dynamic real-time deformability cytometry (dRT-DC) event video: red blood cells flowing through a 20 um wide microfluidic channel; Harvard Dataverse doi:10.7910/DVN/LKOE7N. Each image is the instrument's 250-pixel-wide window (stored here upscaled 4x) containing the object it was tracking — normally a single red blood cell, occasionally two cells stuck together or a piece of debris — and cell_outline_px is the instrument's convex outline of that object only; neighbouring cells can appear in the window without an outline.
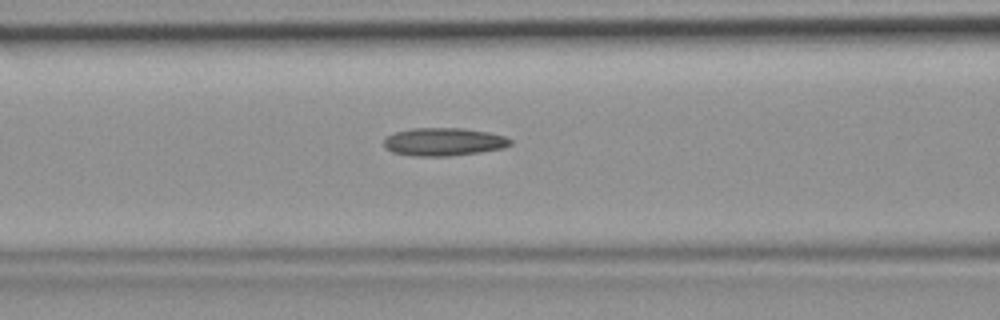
{"species": "common noctule bat (a hibernating species)", "species_latin": "Nyctalus noctula", "temperature_condition": "room temperature", "stored_images_in_passage": 45, "camera_frame_rate_fps": 3000, "um_per_image_px": 0.085, "animal": {"sex": "female", "body_mass_g": 19.9}, "frame": {"image": 1, "passage_image": 18, "time_ms": 5.667, "image_size_px": [1000, 320], "cell_outline_px": [[512, 144], [504, 148], [448, 156], [412, 156], [392, 152], [384, 148], [384, 136], [396, 132], [412, 128], [464, 128], [488, 132], [504, 136], [512, 140]], "centroid_in_image_um": [37.68, 12.05], "position_along_channel_um": 128.9, "area_um2": 20.69}}
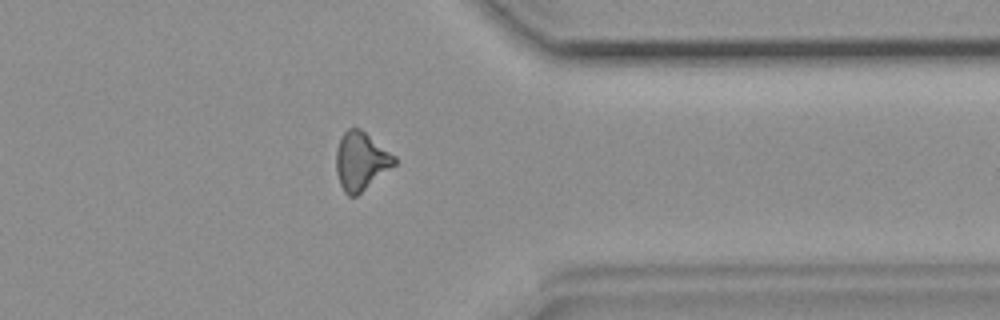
{"frame": {"image": 2, "passage_image": 36, "time_ms": 11.667, "image_size_px": [1000, 320], "cell_outline_px": [[396, 164], [356, 196], [348, 196], [344, 192], [340, 184], [336, 172], [336, 148], [340, 136], [348, 128], [360, 128], [396, 156]], "centroid_in_image_um": [30.66, 13.68], "position_along_channel_um": 380.7, "area_um2": 19.77}}
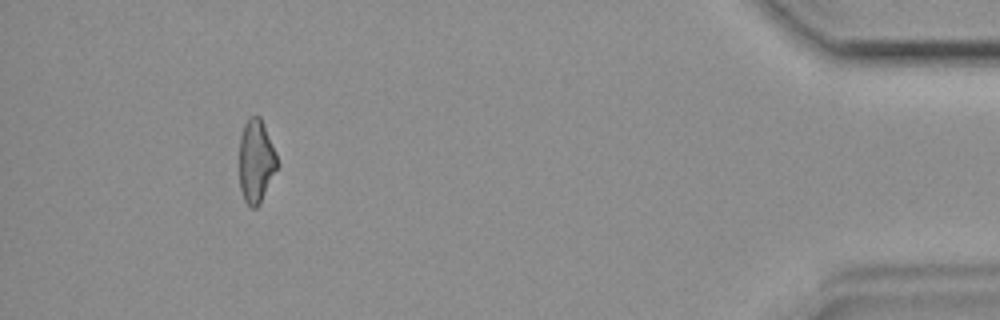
{"frame": {"image": 3, "passage_image": 42, "time_ms": 13.667, "image_size_px": [1000, 320], "cell_outline_px": [[280, 164], [260, 204], [256, 208], [252, 208], [244, 200], [240, 188], [240, 136], [244, 124], [252, 116], [260, 116], [276, 152]], "centroid_in_image_um": [21.79, 13.72], "position_along_channel_um": 413.4, "area_um2": 18.5}}